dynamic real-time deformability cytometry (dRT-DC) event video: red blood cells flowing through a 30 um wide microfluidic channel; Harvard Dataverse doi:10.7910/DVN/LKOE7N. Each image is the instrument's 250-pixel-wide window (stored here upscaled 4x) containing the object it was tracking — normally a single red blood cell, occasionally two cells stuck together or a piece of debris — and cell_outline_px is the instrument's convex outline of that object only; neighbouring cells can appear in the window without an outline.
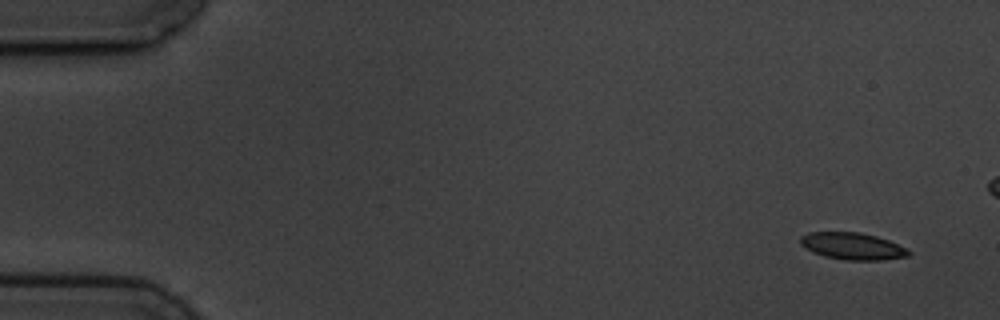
{"species": "common noctule bat (a hibernating species)", "species_latin": "Nyctalus noctula", "temperature_condition": "cold", "stored_images_in_passage": 6, "camera_frame_rate_fps": 3000, "um_per_image_px": 0.085, "animal": {"sex": "male", "body_mass_g": 19.5, "forearm_length_mm": 54.6}, "frame": {"image": 1, "passage_image": 1, "time_ms": 0.0, "image_size_px": [1000, 320], "cell_outline_px": [[912, 252], [908, 256], [884, 260], [844, 260], [824, 256], [812, 252], [804, 248], [800, 244], [800, 236], [808, 232], [860, 232], [876, 236], [888, 240], [908, 248]], "centroid_in_image_um": [72.46, 20.92], "position_along_channel_um": 12.5, "area_um2": 17.22}}
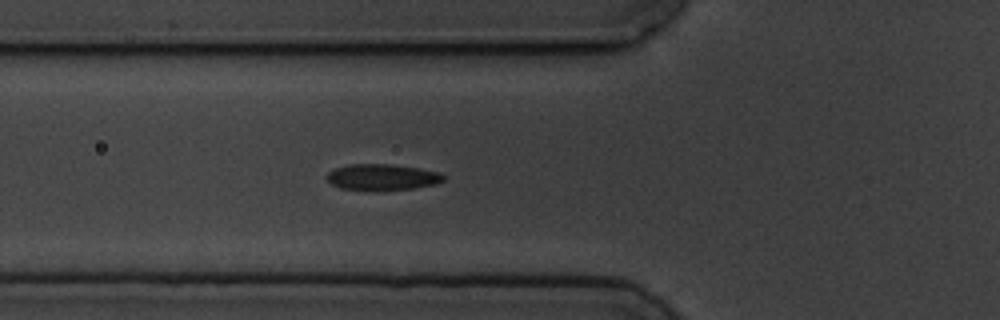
{"frame": {"image": 2, "passage_image": 6, "time_ms": 5.667, "image_size_px": [1000, 320], "cell_outline_px": [[444, 180], [436, 184], [412, 188], [380, 192], [340, 188], [332, 184], [328, 180], [328, 172], [336, 168], [348, 164], [392, 164], [420, 168], [440, 172], [444, 176]], "centroid_in_image_um": [32.5, 15.07], "position_along_channel_um": 93.3, "area_um2": 18.09}}